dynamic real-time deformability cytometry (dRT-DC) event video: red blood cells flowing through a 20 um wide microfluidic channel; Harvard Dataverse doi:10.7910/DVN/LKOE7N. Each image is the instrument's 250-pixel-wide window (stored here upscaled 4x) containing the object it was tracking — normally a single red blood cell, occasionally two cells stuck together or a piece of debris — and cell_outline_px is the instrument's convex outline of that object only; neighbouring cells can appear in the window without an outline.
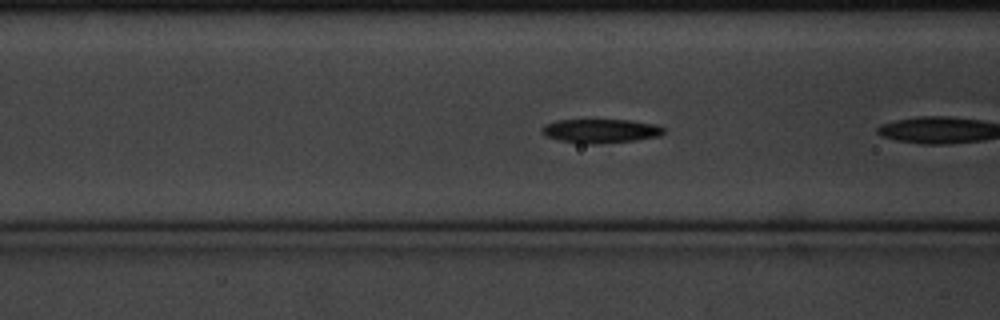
{"species": "common noctule bat (a hibernating species)", "species_latin": "Nyctalus noctula", "temperature_condition": "cold", "stored_images_in_passage": 21, "camera_frame_rate_fps": 3000, "um_per_image_px": 0.085, "animal": {"sex": "male", "body_mass_g": 20.1, "forearm_length_mm": 53.5}, "frame": {"image": 1, "passage_image": 18, "time_ms": 5.667, "image_size_px": [1000, 320], "cell_outline_px": [[664, 132], [660, 136], [636, 140], [600, 144], [584, 144], [560, 140], [544, 136], [540, 132], [540, 128], [544, 124], [556, 120], [632, 120], [656, 124], [664, 128]], "centroid_in_image_um": [51.02, 11.13], "position_along_channel_um": 115.6, "area_um2": 17.28}}